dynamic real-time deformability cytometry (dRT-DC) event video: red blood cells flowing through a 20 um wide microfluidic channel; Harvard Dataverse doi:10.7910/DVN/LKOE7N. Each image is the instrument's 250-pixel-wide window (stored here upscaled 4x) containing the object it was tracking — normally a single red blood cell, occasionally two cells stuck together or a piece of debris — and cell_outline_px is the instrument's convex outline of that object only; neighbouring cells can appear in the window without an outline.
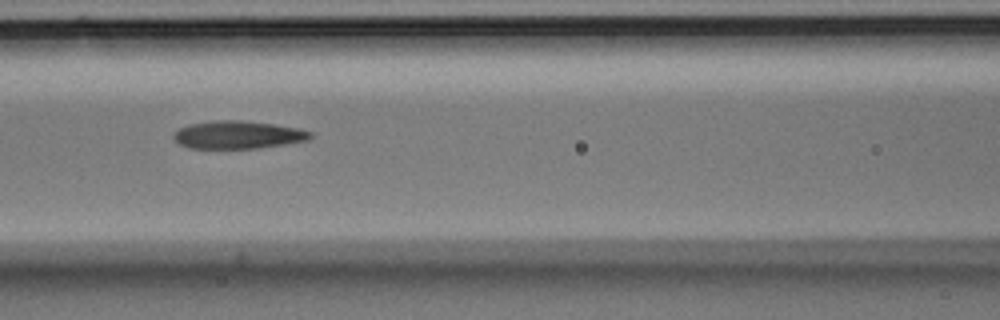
{"species": "Egyptian fruit bat (a non-hibernating species)", "species_latin": "Rousettus aegyptiacus", "temperature_condition": "room temperature", "stored_images_in_passage": 11, "camera_frame_rate_fps": 3000, "um_per_image_px": 0.085, "animal": {"sex": "male"}, "frame": {"image": 1, "passage_image": 7, "time_ms": 2.0, "image_size_px": [1000, 320], "cell_outline_px": [[312, 136], [308, 140], [260, 148], [188, 148], [180, 144], [172, 136], [172, 132], [188, 124], [216, 120], [240, 120], [272, 124], [296, 128], [312, 132]], "centroid_in_image_um": [20.18, 11.46], "position_along_channel_um": 146.4, "area_um2": 22.08}}
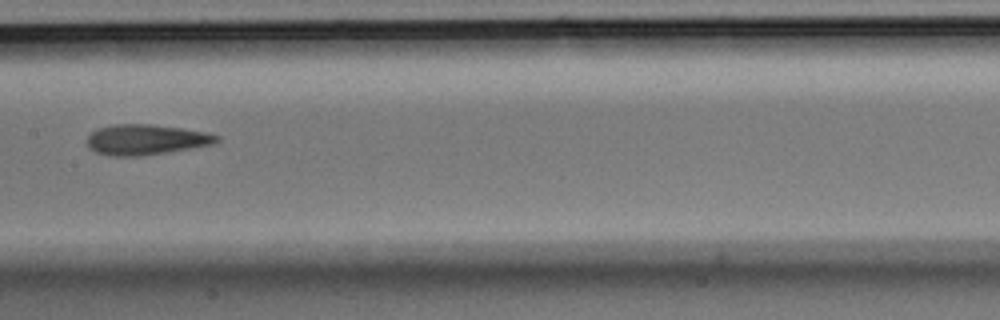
{"frame": {"image": 2, "passage_image": 8, "time_ms": 2.333, "image_size_px": [1000, 320], "cell_outline_px": [[220, 140], [212, 144], [164, 152], [136, 156], [112, 156], [96, 152], [88, 148], [88, 136], [96, 128], [116, 124], [152, 124], [180, 128], [204, 132], [220, 136]], "centroid_in_image_um": [12.36, 11.86], "position_along_channel_um": 195.0, "area_um2": 22.6}}
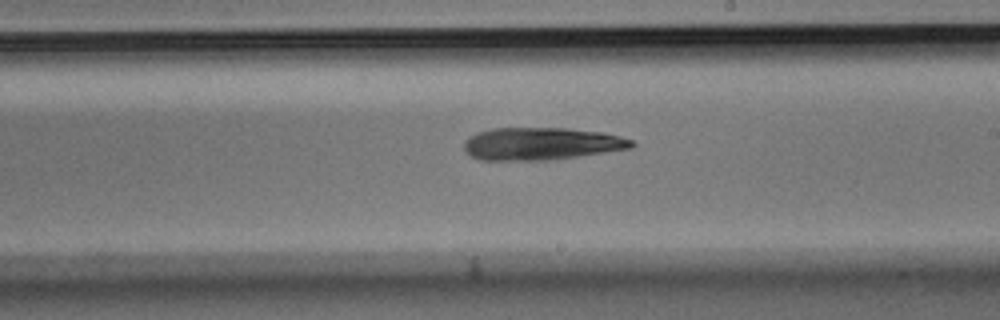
{"frame": {"image": 3, "passage_image": 10, "time_ms": 3.0, "image_size_px": [1000, 320], "cell_outline_px": [[636, 144], [632, 148], [576, 156], [544, 160], [480, 160], [472, 156], [464, 148], [464, 144], [476, 132], [492, 128], [568, 128], [604, 132], [620, 136], [632, 140]], "centroid_in_image_um": [46.04, 12.2], "position_along_channel_um": 243.0, "area_um2": 31.5}}